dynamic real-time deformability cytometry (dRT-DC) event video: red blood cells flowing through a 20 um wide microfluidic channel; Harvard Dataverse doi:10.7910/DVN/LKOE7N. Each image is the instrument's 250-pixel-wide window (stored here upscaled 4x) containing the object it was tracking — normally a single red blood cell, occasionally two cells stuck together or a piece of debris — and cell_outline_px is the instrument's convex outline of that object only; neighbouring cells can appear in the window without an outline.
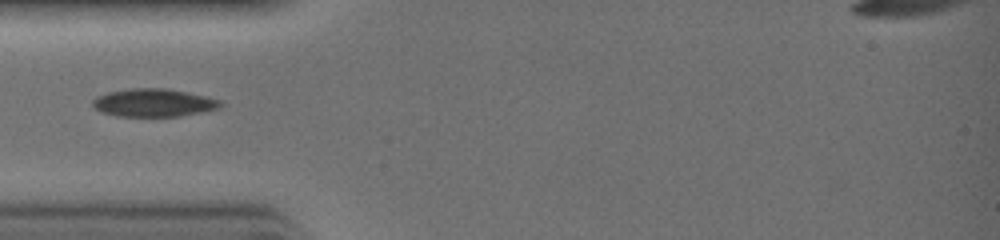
{"species": "common noctule bat (a hibernating species)", "species_latin": "Nyctalus noctula", "temperature_condition": "warm", "stored_images_in_passage": 23, "camera_frame_rate_fps": 3000, "um_per_image_px": 0.085, "animal": {"sex": "female", "body_mass_g": 19.0, "forearm_length_mm": 51.5}, "frame": {"image": 1, "passage_image": 1, "time_ms": 0.0, "image_size_px": [1000, 240], "cell_outline_px": [[224, 104], [220, 108], [180, 116], [116, 116], [100, 112], [92, 104], [92, 100], [96, 96], [108, 92], [132, 88], [164, 88], [204, 96], [220, 100]], "centroid_in_image_um": [13.03, 8.73], "position_along_channel_um": 72.0, "area_um2": 20.69}}
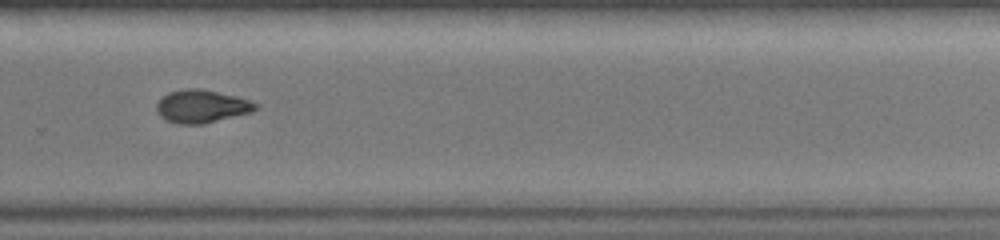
{"frame": {"image": 2, "passage_image": 13, "time_ms": 4.0, "image_size_px": [1000, 240], "cell_outline_px": [[260, 108], [252, 112], [204, 124], [176, 124], [160, 116], [156, 112], [156, 104], [168, 92], [184, 88], [200, 88], [236, 96], [252, 100], [260, 104]], "centroid_in_image_um": [17.19, 9.03], "position_along_channel_um": 312.6, "area_um2": 19.31}}
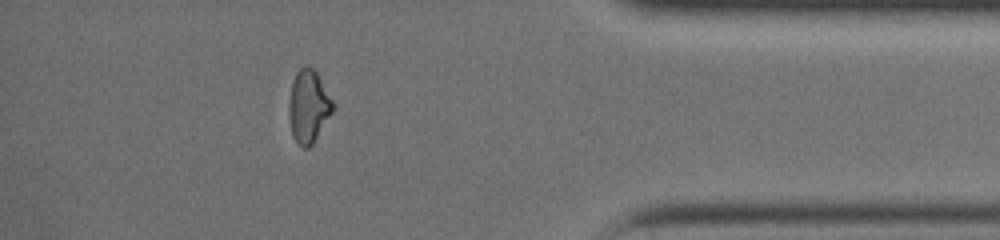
{"frame": {"image": 3, "passage_image": 19, "time_ms": 6.0, "image_size_px": [1000, 240], "cell_outline_px": [[336, 104], [332, 112], [312, 144], [308, 148], [304, 148], [292, 136], [288, 116], [288, 100], [292, 84], [296, 72], [300, 68], [308, 64], [316, 72]], "centroid_in_image_um": [26.21, 9.02], "position_along_channel_um": 409.0, "area_um2": 18.67}}